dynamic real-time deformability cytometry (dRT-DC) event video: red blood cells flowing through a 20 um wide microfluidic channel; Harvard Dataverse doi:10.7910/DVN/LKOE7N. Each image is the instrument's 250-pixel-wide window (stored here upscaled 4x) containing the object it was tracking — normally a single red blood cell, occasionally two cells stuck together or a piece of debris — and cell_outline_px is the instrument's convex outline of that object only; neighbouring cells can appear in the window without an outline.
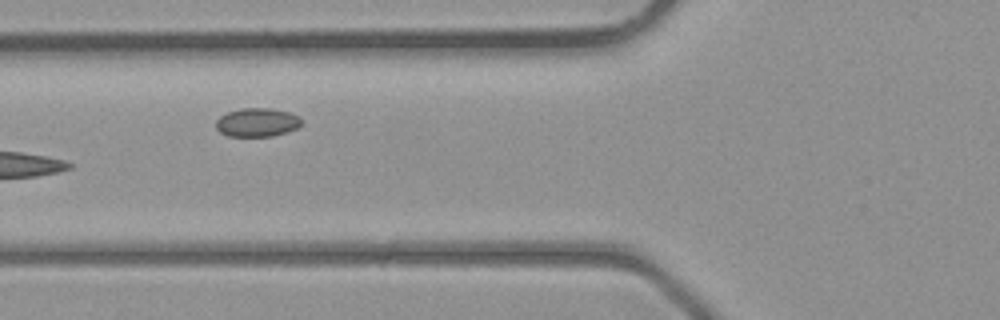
{"species": "common noctule bat (a hibernating species)", "species_latin": "Nyctalus noctula", "temperature_condition": "room temperature", "stored_images_in_passage": 4, "camera_frame_rate_fps": 3000, "um_per_image_px": 0.085, "animal": {"sex": "male", "body_mass_g": 23.1, "forearm_length_mm": 52.7}, "frame": {"image": 1, "passage_image": 4, "time_ms": 4.333, "image_size_px": [1000, 320], "cell_outline_px": [[300, 124], [296, 128], [272, 136], [228, 136], [220, 132], [216, 128], [216, 120], [220, 116], [228, 112], [240, 108], [272, 108], [288, 112], [296, 116], [300, 120]], "centroid_in_image_um": [21.79, 10.39], "position_along_channel_um": 104.0, "area_um2": 14.05}}